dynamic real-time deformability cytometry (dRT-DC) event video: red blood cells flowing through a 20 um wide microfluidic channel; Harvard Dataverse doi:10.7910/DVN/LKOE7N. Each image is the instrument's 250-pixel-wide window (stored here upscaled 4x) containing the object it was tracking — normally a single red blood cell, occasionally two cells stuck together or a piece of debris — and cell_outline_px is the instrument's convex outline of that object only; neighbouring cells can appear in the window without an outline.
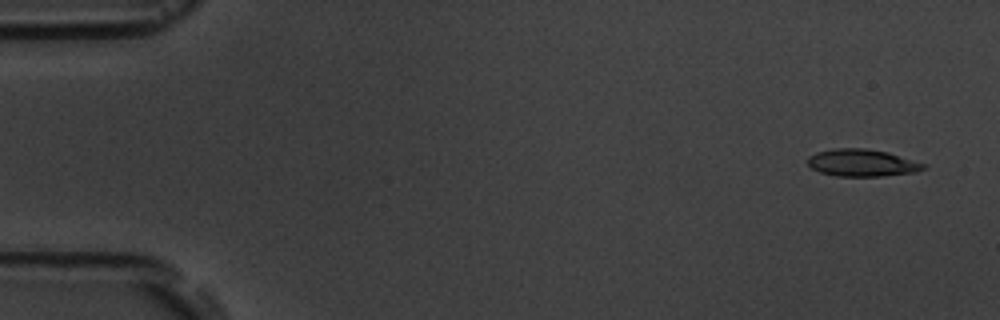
{"species": "common noctule bat (a hibernating species)", "species_latin": "Nyctalus noctula", "temperature_condition": "room temperature", "stored_images_in_passage": 6, "camera_frame_rate_fps": 3000, "um_per_image_px": 0.085, "animal": {"sex": "male", "body_mass_g": 19.5, "forearm_length_mm": 54.6}, "frame": {"image": 1, "passage_image": 1, "time_ms": 0.0, "image_size_px": [1000, 320], "cell_outline_px": [[928, 164], [924, 168], [916, 172], [880, 176], [836, 176], [820, 172], [812, 168], [808, 164], [808, 156], [816, 152], [832, 148], [864, 148], [888, 152]], "centroid_in_image_um": [73.27, 13.83], "position_along_channel_um": 11.7, "area_um2": 18.44}}
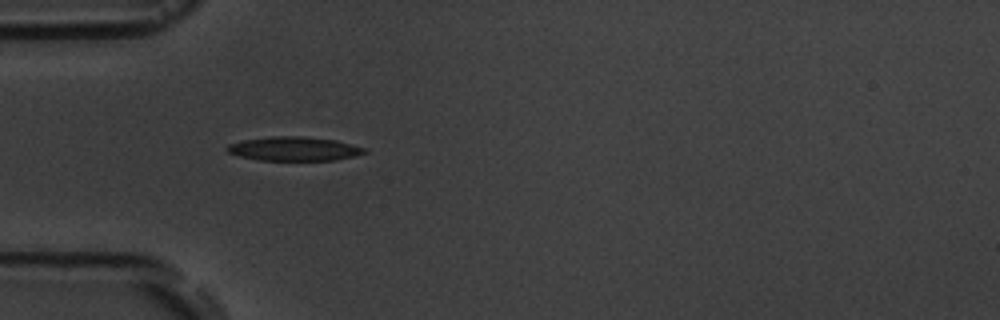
{"frame": {"image": 2, "passage_image": 5, "time_ms": 4.667, "image_size_px": [1000, 320], "cell_outline_px": [[368, 152], [336, 160], [260, 160], [240, 156], [228, 152], [224, 148], [228, 144], [244, 140], [272, 136], [304, 136], [336, 140], [364, 148]], "centroid_in_image_um": [24.97, 12.64], "position_along_channel_um": 60.0, "area_um2": 19.07}}
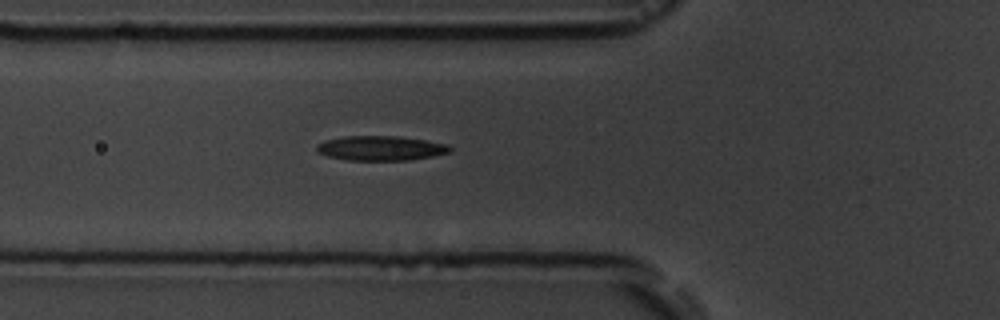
{"frame": {"image": 3, "passage_image": 6, "time_ms": 5.667, "image_size_px": [1000, 320], "cell_outline_px": [[452, 148], [448, 152], [432, 156], [408, 160], [348, 160], [328, 156], [316, 152], [316, 144], [324, 140], [344, 136], [396, 136], [424, 140], [448, 144]], "centroid_in_image_um": [32.31, 12.59], "position_along_channel_um": 93.5, "area_um2": 19.07}}